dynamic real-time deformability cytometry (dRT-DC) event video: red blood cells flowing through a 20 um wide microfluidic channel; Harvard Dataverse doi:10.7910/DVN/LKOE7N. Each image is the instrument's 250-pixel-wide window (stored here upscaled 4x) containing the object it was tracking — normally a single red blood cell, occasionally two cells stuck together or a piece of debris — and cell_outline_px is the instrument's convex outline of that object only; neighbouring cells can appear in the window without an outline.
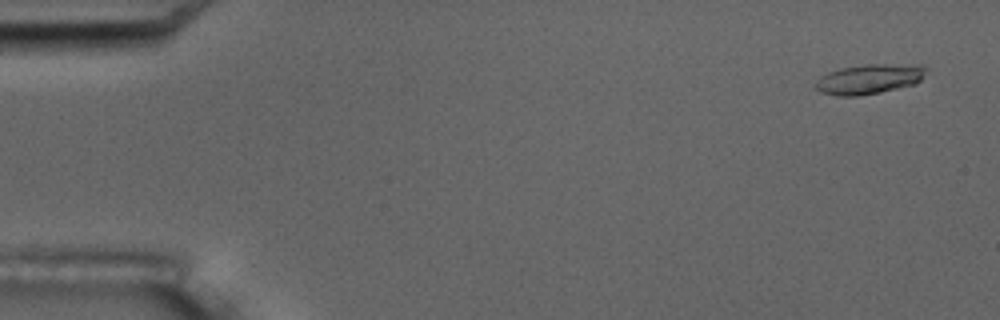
{"species": "common noctule bat (a hibernating species)", "species_latin": "Nyctalus noctula", "temperature_condition": "room temperature", "stored_images_in_passage": 5, "camera_frame_rate_fps": 3000, "um_per_image_px": 0.085, "animal": {"sex": "male", "body_mass_g": 17.5, "forearm_length_mm": 52.3}, "frame": {"image": 1, "passage_image": 1, "time_ms": 0.0, "image_size_px": [1000, 320], "cell_outline_px": [[928, 68], [920, 80], [916, 84], [880, 92], [860, 96], [836, 96], [820, 92], [816, 88], [816, 80], [828, 72], [840, 68], [864, 64], [920, 64]], "centroid_in_image_um": [73.9, 6.71], "position_along_channel_um": 11.1, "area_um2": 19.42}}
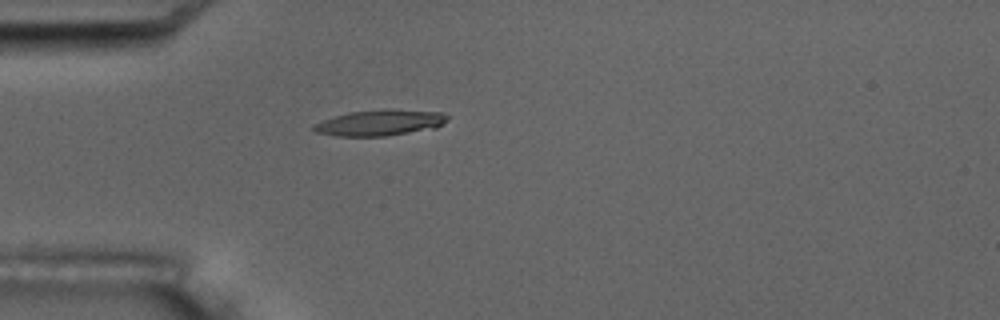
{"frame": {"image": 2, "passage_image": 5, "time_ms": 4.667, "image_size_px": [1000, 320], "cell_outline_px": [[448, 120], [436, 128], [384, 136], [336, 136], [316, 132], [312, 128], [312, 124], [348, 112], [384, 108], [388, 108], [444, 112], [448, 116]], "centroid_in_image_um": [32.33, 10.41], "position_along_channel_um": 52.7, "area_um2": 20.4}}